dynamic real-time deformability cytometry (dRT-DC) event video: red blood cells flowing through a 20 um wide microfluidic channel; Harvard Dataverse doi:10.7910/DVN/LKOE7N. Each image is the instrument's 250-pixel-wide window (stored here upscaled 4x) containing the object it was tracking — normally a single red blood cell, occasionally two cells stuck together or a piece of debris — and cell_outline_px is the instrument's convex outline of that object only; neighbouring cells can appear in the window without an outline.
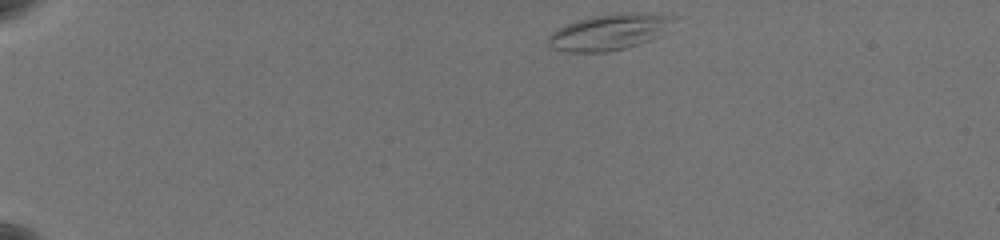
{"species": "common noctule bat (a hibernating species)", "species_latin": "Nyctalus noctula", "temperature_condition": "warm", "stored_images_in_passage": 50, "camera_frame_rate_fps": 3000, "um_per_image_px": 0.085, "animal": {"sex": "female", "body_mass_g": 19.5, "forearm_length_mm": 54.1}, "frame": {"image": 1, "passage_image": 1, "time_ms": 0.0, "image_size_px": [1000, 240], "cell_outline_px": [[676, 20], [660, 36], [640, 44], [624, 48], [604, 52], [568, 52], [552, 48], [548, 44], [548, 36], [556, 28], [576, 20], [592, 16], [628, 12], [644, 12], [676, 16]], "centroid_in_image_um": [51.8, 2.71], "position_along_channel_um": 33.2, "area_um2": 26.53}}
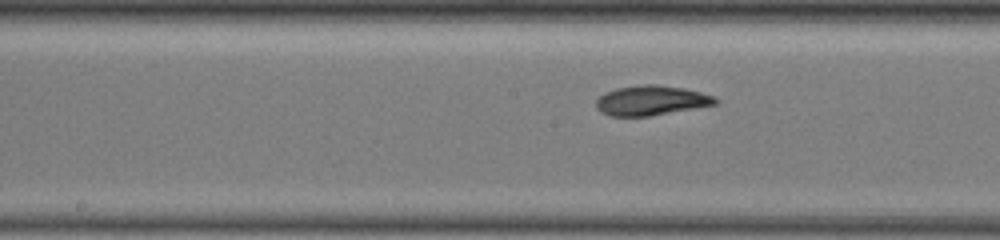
{"frame": {"image": 2, "passage_image": 23, "time_ms": 7.333, "image_size_px": [1000, 240], "cell_outline_px": [[720, 100], [716, 104], [696, 108], [648, 116], [612, 116], [600, 112], [596, 108], [596, 100], [604, 92], [616, 88], [640, 84], [656, 84], [684, 88], [700, 92], [712, 96]], "centroid_in_image_um": [55.32, 8.53], "position_along_channel_um": 192.9, "area_um2": 20.75}}
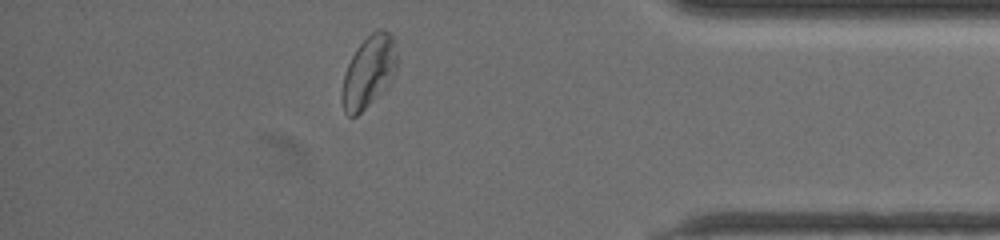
{"frame": {"image": 3, "passage_image": 43, "time_ms": 14.0, "image_size_px": [1000, 240], "cell_outline_px": [[396, 72], [388, 88], [384, 92], [356, 116], [348, 116], [344, 112], [340, 96], [344, 76], [348, 64], [356, 48], [372, 32], [380, 28], [388, 32], [392, 36], [396, 52]], "centroid_in_image_um": [31.34, 6.14], "position_along_channel_um": 403.9, "area_um2": 23.18}, "authors_computed_cell_mechanics": {"area_um2": 21.7328, "velocity_mm_per_s": 3.5179, "shape_relaxation_time_tau1_ms": 4.5071, "shape_relaxation_time_tau2_ms": 2.4961, "deformation_change_tau1": 0.1314, "deformation_change_tau2": 0.0884}}